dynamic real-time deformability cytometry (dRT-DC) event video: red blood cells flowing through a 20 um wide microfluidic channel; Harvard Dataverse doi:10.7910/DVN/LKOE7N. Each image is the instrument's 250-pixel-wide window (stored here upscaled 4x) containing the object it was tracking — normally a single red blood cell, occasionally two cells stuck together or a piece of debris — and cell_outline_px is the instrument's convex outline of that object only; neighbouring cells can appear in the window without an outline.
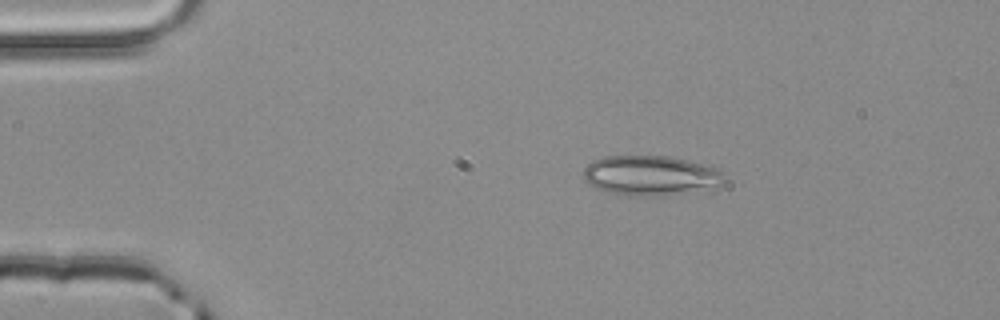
{"species": "common noctule bat (a hibernating species)", "species_latin": "Nyctalus noctula", "temperature_condition": "room temperature", "stored_images_in_passage": 2, "camera_frame_rate_fps": 3000, "um_per_image_px": 0.085, "animal": {"sex": "male", "body_mass_g": 20.4}, "frame": {"image": 1, "passage_image": 1, "time_ms": 0.0, "image_size_px": [1000, 320], "cell_outline_px": [[724, 184], [716, 188], [668, 196], [636, 196], [608, 192], [596, 188], [588, 184], [584, 180], [584, 168], [592, 160], [604, 156], [668, 156], [708, 164], [724, 172]], "centroid_in_image_um": [55.36, 14.93], "position_along_channel_um": 29.6, "area_um2": 33.41}}